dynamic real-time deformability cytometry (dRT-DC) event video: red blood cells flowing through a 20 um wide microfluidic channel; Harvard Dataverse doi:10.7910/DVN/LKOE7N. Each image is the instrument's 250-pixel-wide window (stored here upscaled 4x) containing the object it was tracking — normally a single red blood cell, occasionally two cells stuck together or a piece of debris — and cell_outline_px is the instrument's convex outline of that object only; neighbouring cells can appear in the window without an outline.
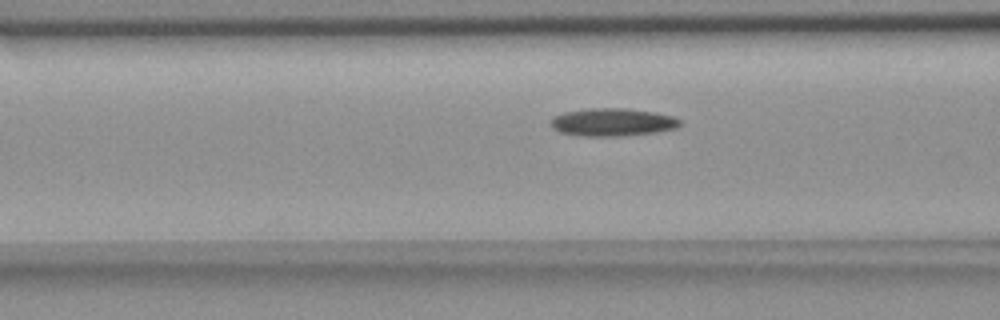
{"species": "common noctule bat (a hibernating species)", "species_latin": "Nyctalus noctula", "temperature_condition": "room temperature", "stored_images_in_passage": 22, "camera_frame_rate_fps": 3000, "um_per_image_px": 0.085, "animal": {"sex": "female", "body_mass_g": 18.4}, "frame": {"image": 1, "passage_image": 16, "time_ms": 5.0, "image_size_px": [1000, 320], "cell_outline_px": [[684, 124], [676, 128], [656, 132], [620, 136], [584, 136], [560, 132], [552, 128], [548, 124], [552, 116], [564, 112], [588, 108], [628, 108], [652, 112], [672, 116], [680, 120]], "centroid_in_image_um": [52.03, 10.38], "position_along_channel_um": 114.6, "area_um2": 21.15}}
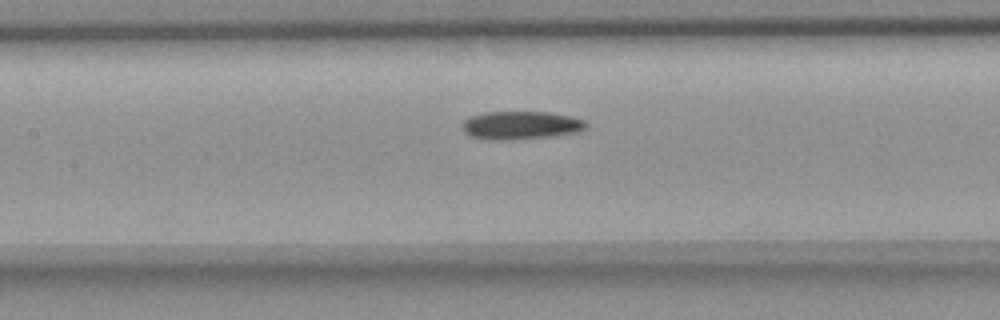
{"frame": {"image": 2, "passage_image": 20, "time_ms": 6.333, "image_size_px": [1000, 320], "cell_outline_px": [[588, 124], [580, 132], [552, 136], [500, 140], [496, 140], [468, 136], [464, 132], [460, 124], [468, 116], [484, 112], [548, 112], [572, 116], [584, 120]], "centroid_in_image_um": [44.24, 10.64], "position_along_channel_um": 163.2, "area_um2": 20.46}}